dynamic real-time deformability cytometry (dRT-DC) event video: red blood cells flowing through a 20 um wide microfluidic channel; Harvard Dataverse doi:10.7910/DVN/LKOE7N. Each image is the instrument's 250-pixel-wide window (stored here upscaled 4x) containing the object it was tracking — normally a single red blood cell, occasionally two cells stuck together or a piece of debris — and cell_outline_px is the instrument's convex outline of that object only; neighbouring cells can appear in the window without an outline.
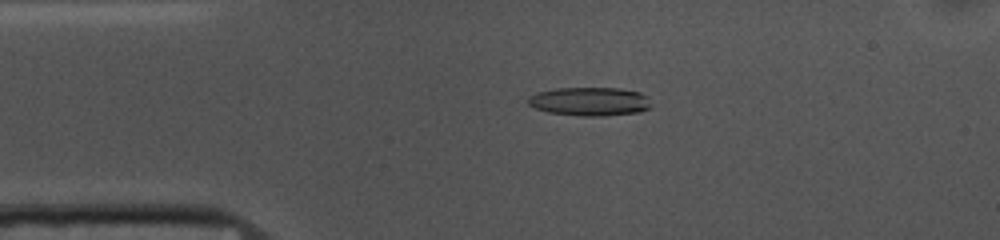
{"species": "common noctule bat (a hibernating species)", "species_latin": "Nyctalus noctula", "temperature_condition": "cold", "stored_images_in_passage": 52, "camera_frame_rate_fps": 3000, "um_per_image_px": 0.085, "animal": {"sex": "female", "body_mass_g": 10.0, "forearm_length_mm": 53.1}, "frame": {"image": 1, "passage_image": 10, "time_ms": 3.0, "image_size_px": [1000, 240], "cell_outline_px": [[652, 108], [640, 112], [604, 116], [584, 116], [548, 112], [536, 108], [528, 104], [528, 96], [536, 92], [556, 88], [620, 88], [640, 92], [648, 96], [652, 104]], "centroid_in_image_um": [50.18, 8.62], "position_along_channel_um": 34.8, "area_um2": 20.81}}
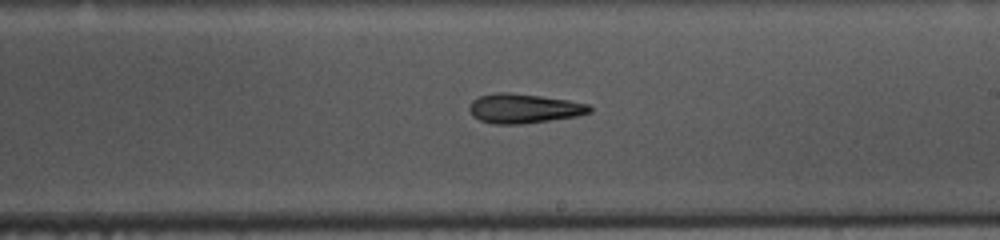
{"frame": {"image": 2, "passage_image": 29, "time_ms": 9.333, "image_size_px": [1000, 240], "cell_outline_px": [[592, 112], [580, 116], [520, 124], [492, 124], [480, 120], [472, 116], [468, 108], [472, 100], [480, 96], [496, 92], [508, 92], [540, 96], [568, 100], [588, 104], [592, 108]], "centroid_in_image_um": [44.52, 9.22], "position_along_channel_um": 244.5, "area_um2": 20.75}}
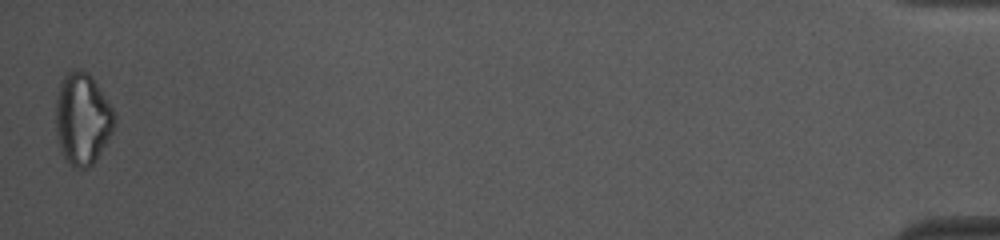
{"frame": {"image": 3, "passage_image": 52, "time_ms": 17.0, "image_size_px": [1000, 240], "cell_outline_px": [[116, 120], [112, 132], [108, 140], [96, 160], [88, 168], [80, 172], [68, 164], [64, 160], [56, 136], [56, 100], [60, 84], [68, 68], [80, 68], [88, 72], [112, 108], [116, 116]], "centroid_in_image_um": [6.99, 10.14], "position_along_channel_um": 428.2, "area_um2": 31.85}}